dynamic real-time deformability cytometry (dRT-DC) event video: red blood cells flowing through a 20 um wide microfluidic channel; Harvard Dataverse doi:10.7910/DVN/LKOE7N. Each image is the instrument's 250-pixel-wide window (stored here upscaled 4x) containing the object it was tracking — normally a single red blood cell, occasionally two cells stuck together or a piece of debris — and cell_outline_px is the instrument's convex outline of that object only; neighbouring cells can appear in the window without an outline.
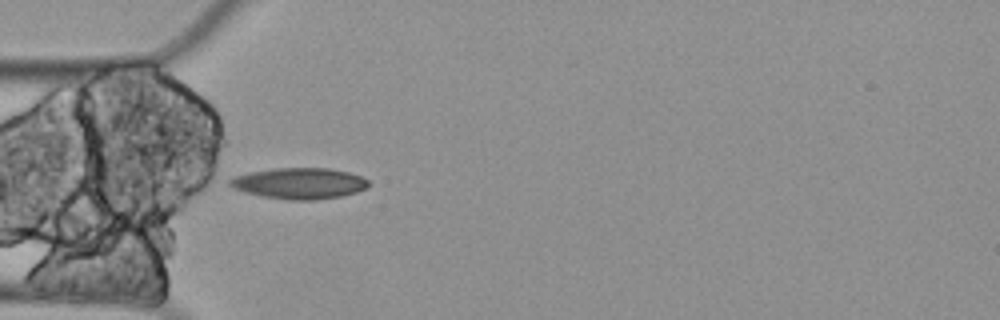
{"species": "Egyptian fruit bat (a non-hibernating species)", "species_latin": "Rousettus aegyptiacus", "temperature_condition": "cold", "stored_images_in_passage": 9, "camera_frame_rate_fps": 3000, "um_per_image_px": 0.085, "animal": {"sex": "female"}, "frame": {"image": 1, "passage_image": 3, "time_ms": 0.667, "image_size_px": [1000, 320], "cell_outline_px": [[368, 184], [364, 188], [356, 192], [340, 196], [312, 200], [292, 200], [264, 196], [244, 192], [232, 188], [228, 184], [228, 180], [232, 176], [248, 172], [272, 168], [328, 168], [348, 172], [360, 176], [368, 180]], "centroid_in_image_um": [25.37, 15.57], "position_along_channel_um": 59.6, "area_um2": 25.03}}
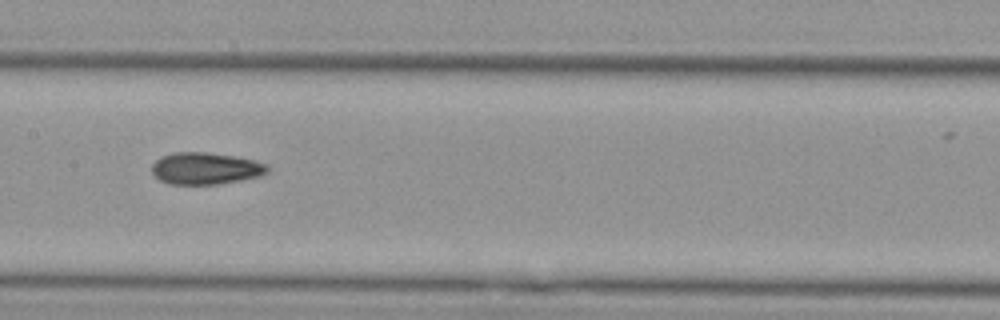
{"frame": {"image": 2, "passage_image": 6, "time_ms": 1.667, "image_size_px": [1000, 320], "cell_outline_px": [[268, 172], [260, 176], [220, 184], [168, 184], [160, 180], [152, 172], [152, 164], [160, 156], [172, 152], [208, 152], [236, 156], [268, 164]], "centroid_in_image_um": [17.46, 14.31], "position_along_channel_um": 189.9, "area_um2": 21.62}}
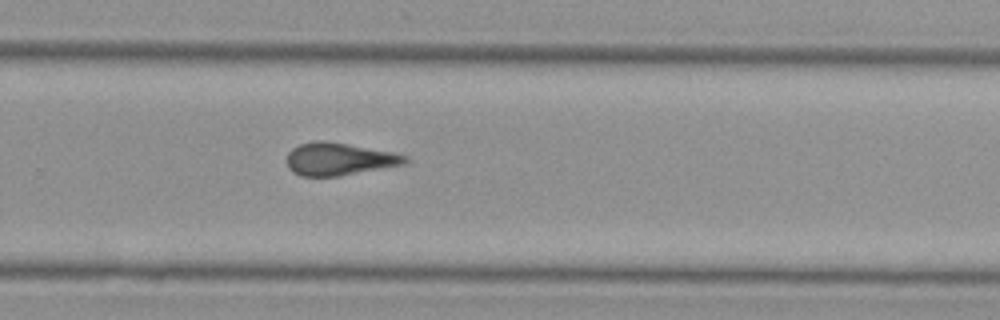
{"frame": {"image": 3, "passage_image": 9, "time_ms": 2.667, "image_size_px": [1000, 320], "cell_outline_px": [[408, 164], [336, 176], [300, 176], [292, 172], [288, 168], [288, 152], [292, 148], [300, 144], [316, 140], [324, 140], [348, 144], [392, 152], [408, 156]], "centroid_in_image_um": [28.83, 13.52], "position_along_channel_um": 301.0, "area_um2": 22.43}}